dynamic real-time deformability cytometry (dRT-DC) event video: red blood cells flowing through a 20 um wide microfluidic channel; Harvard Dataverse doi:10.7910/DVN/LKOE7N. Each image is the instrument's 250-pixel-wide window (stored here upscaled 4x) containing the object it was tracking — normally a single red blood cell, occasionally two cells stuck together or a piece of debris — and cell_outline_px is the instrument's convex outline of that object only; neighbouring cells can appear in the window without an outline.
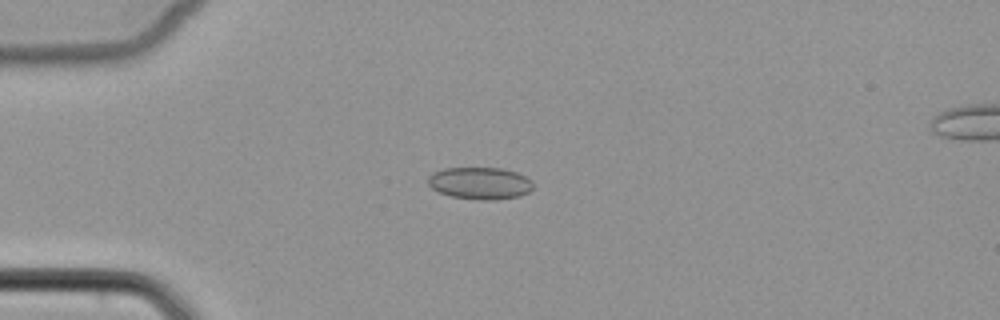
{"species": "common noctule bat (a hibernating species)", "species_latin": "Nyctalus noctula", "temperature_condition": "cold", "stored_images_in_passage": 39, "camera_frame_rate_fps": 3000, "um_per_image_px": 0.085, "animal": {"sex": "female", "body_mass_g": 22.7, "forearm_length_mm": 54.2}, "frame": {"image": 1, "passage_image": 1, "time_ms": 0.0, "image_size_px": [1000, 320], "cell_outline_px": [[532, 188], [528, 192], [520, 196], [496, 200], [484, 200], [452, 196], [440, 192], [432, 188], [428, 184], [428, 176], [444, 168], [500, 168], [516, 172], [532, 180]], "centroid_in_image_um": [40.82, 15.57], "position_along_channel_um": 44.2, "area_um2": 19.48}}
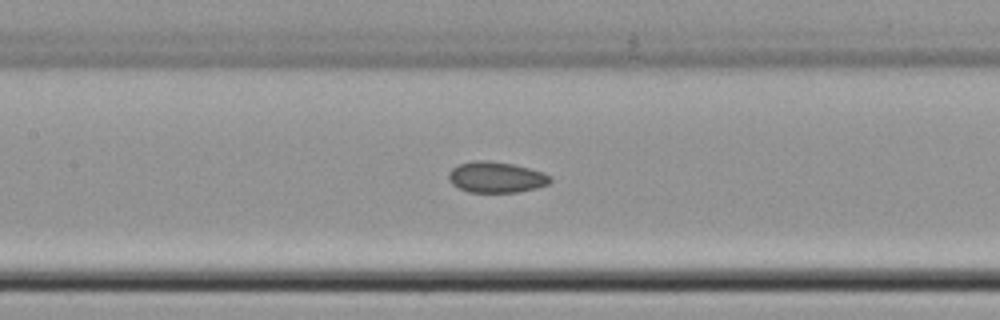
{"frame": {"image": 2, "passage_image": 12, "time_ms": 3.667, "image_size_px": [1000, 320], "cell_outline_px": [[552, 180], [548, 184], [536, 188], [516, 192], [468, 192], [452, 184], [448, 180], [448, 172], [452, 168], [460, 164], [472, 160], [488, 160], [512, 164], [544, 172], [552, 176]], "centroid_in_image_um": [42.17, 15.06], "position_along_channel_um": 165.2, "area_um2": 18.38}}
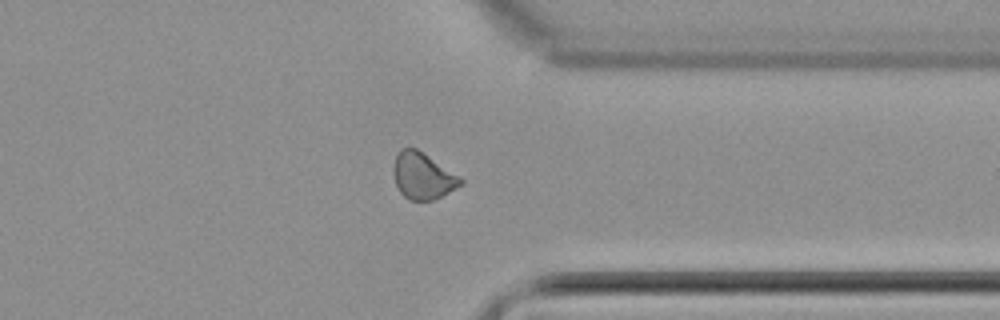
{"frame": {"image": 3, "passage_image": 28, "time_ms": 9.0, "image_size_px": [1000, 320], "cell_outline_px": [[464, 184], [432, 200], [408, 200], [400, 192], [396, 184], [392, 172], [392, 168], [396, 156], [400, 148], [416, 148], [460, 176], [464, 180]], "centroid_in_image_um": [35.92, 14.95], "position_along_channel_um": 375.5, "area_um2": 18.15}}